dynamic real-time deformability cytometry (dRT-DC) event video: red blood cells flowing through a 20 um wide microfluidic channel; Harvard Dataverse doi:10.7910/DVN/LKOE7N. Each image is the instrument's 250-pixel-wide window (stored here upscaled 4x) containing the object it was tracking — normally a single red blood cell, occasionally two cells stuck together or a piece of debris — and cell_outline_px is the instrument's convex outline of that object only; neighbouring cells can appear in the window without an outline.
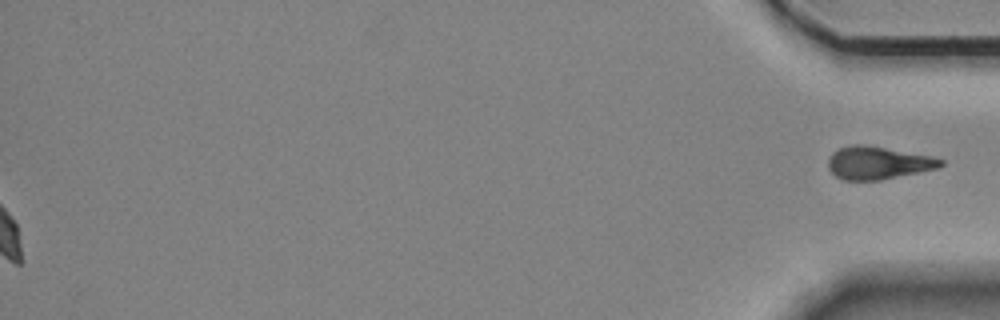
{"species": "Egyptian fruit bat (a non-hibernating species)", "species_latin": "Rousettus aegyptiacus", "temperature_condition": "room temperature", "stored_images_in_passage": 58, "segment_of_instrument_passage": [2, 2], "camera_frame_rate_fps": 3000, "um_per_image_px": 0.085, "animal": {"sex": "female"}, "frame": {"image": 1, "passage_image": 58, "time_ms": 19.0, "image_size_px": [1000, 320], "cell_outline_px": [[944, 164], [940, 168], [880, 180], [844, 180], [836, 176], [828, 168], [828, 160], [832, 152], [840, 148], [852, 144], [864, 144], [932, 156], [944, 160]], "centroid_in_image_um": [74.65, 13.84], "position_along_channel_um": 360.6, "area_um2": 21.56}}